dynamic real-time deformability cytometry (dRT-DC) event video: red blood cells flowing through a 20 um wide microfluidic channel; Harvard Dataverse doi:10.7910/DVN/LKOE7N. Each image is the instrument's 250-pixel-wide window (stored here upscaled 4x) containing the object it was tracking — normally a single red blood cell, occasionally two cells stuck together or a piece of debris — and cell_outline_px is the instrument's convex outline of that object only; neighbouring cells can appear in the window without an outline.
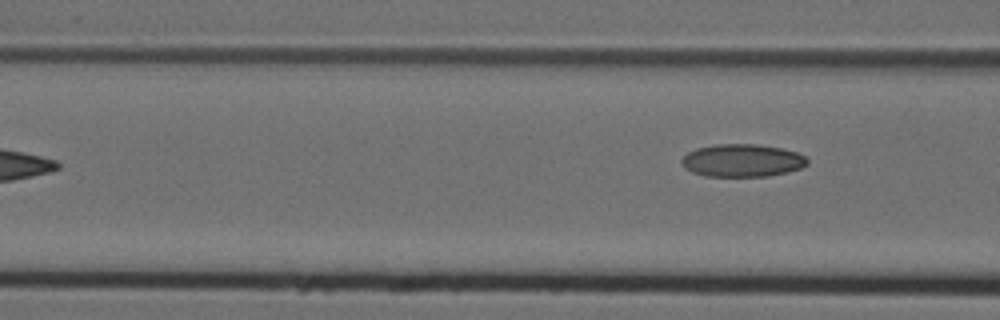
{"species": "Egyptian fruit bat (a non-hibernating species)", "species_latin": "Rousettus aegyptiacus", "temperature_condition": "cold", "stored_images_in_passage": 7, "camera_frame_rate_fps": 3000, "um_per_image_px": 0.085, "animal": {"sex": "female"}, "frame": {"image": 1, "passage_image": 7, "time_ms": 2.0, "image_size_px": [1000, 320], "cell_outline_px": [[808, 164], [800, 168], [788, 172], [768, 176], [704, 176], [692, 172], [684, 168], [680, 164], [680, 160], [688, 152], [696, 148], [716, 144], [756, 144], [780, 148], [796, 152], [804, 156], [808, 160]], "centroid_in_image_um": [63.05, 13.64], "position_along_channel_um": 103.5, "area_um2": 24.04}}